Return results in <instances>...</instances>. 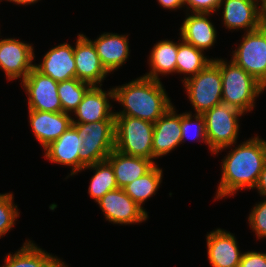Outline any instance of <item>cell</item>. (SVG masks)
<instances>
[{
	"label": "cell",
	"instance_id": "6da1fadb",
	"mask_svg": "<svg viewBox=\"0 0 266 267\" xmlns=\"http://www.w3.org/2000/svg\"><path fill=\"white\" fill-rule=\"evenodd\" d=\"M222 148L214 154L230 149L221 160V177L214 199L235 196L240 190H254L266 162L264 139L257 134L240 144ZM233 146H235L233 148ZM232 148V149H231Z\"/></svg>",
	"mask_w": 266,
	"mask_h": 267
},
{
	"label": "cell",
	"instance_id": "7a4b0ae2",
	"mask_svg": "<svg viewBox=\"0 0 266 267\" xmlns=\"http://www.w3.org/2000/svg\"><path fill=\"white\" fill-rule=\"evenodd\" d=\"M113 89L114 101L123 107L115 112V116H129L155 123L173 106L161 80L140 76L113 86Z\"/></svg>",
	"mask_w": 266,
	"mask_h": 267
},
{
	"label": "cell",
	"instance_id": "3957f363",
	"mask_svg": "<svg viewBox=\"0 0 266 267\" xmlns=\"http://www.w3.org/2000/svg\"><path fill=\"white\" fill-rule=\"evenodd\" d=\"M222 78V103L242 111L245 115L256 107V99L266 88L234 61L214 58Z\"/></svg>",
	"mask_w": 266,
	"mask_h": 267
},
{
	"label": "cell",
	"instance_id": "277c9868",
	"mask_svg": "<svg viewBox=\"0 0 266 267\" xmlns=\"http://www.w3.org/2000/svg\"><path fill=\"white\" fill-rule=\"evenodd\" d=\"M72 125L83 139L79 152V173L87 165L105 161L115 149V121Z\"/></svg>",
	"mask_w": 266,
	"mask_h": 267
},
{
	"label": "cell",
	"instance_id": "5b68a950",
	"mask_svg": "<svg viewBox=\"0 0 266 267\" xmlns=\"http://www.w3.org/2000/svg\"><path fill=\"white\" fill-rule=\"evenodd\" d=\"M154 123L129 116H115V150L153 161Z\"/></svg>",
	"mask_w": 266,
	"mask_h": 267
},
{
	"label": "cell",
	"instance_id": "8992f818",
	"mask_svg": "<svg viewBox=\"0 0 266 267\" xmlns=\"http://www.w3.org/2000/svg\"><path fill=\"white\" fill-rule=\"evenodd\" d=\"M205 119L209 151L212 155L222 148L237 144L240 120L244 113L225 103H220L202 114Z\"/></svg>",
	"mask_w": 266,
	"mask_h": 267
},
{
	"label": "cell",
	"instance_id": "52a82bcc",
	"mask_svg": "<svg viewBox=\"0 0 266 267\" xmlns=\"http://www.w3.org/2000/svg\"><path fill=\"white\" fill-rule=\"evenodd\" d=\"M182 84L195 114H203L222 103L221 72L214 61Z\"/></svg>",
	"mask_w": 266,
	"mask_h": 267
},
{
	"label": "cell",
	"instance_id": "ba28073f",
	"mask_svg": "<svg viewBox=\"0 0 266 267\" xmlns=\"http://www.w3.org/2000/svg\"><path fill=\"white\" fill-rule=\"evenodd\" d=\"M230 58L266 88V29L244 32Z\"/></svg>",
	"mask_w": 266,
	"mask_h": 267
},
{
	"label": "cell",
	"instance_id": "9c48e42d",
	"mask_svg": "<svg viewBox=\"0 0 266 267\" xmlns=\"http://www.w3.org/2000/svg\"><path fill=\"white\" fill-rule=\"evenodd\" d=\"M32 45L14 37L0 39V69L8 81L22 82L34 68L36 56Z\"/></svg>",
	"mask_w": 266,
	"mask_h": 267
},
{
	"label": "cell",
	"instance_id": "30bf717a",
	"mask_svg": "<svg viewBox=\"0 0 266 267\" xmlns=\"http://www.w3.org/2000/svg\"><path fill=\"white\" fill-rule=\"evenodd\" d=\"M25 90L28 109L47 112H62L58 96L59 83L33 68L20 83Z\"/></svg>",
	"mask_w": 266,
	"mask_h": 267
},
{
	"label": "cell",
	"instance_id": "8fae6325",
	"mask_svg": "<svg viewBox=\"0 0 266 267\" xmlns=\"http://www.w3.org/2000/svg\"><path fill=\"white\" fill-rule=\"evenodd\" d=\"M106 221L119 225H134L145 222L148 212L134 202L122 188L107 192L96 202Z\"/></svg>",
	"mask_w": 266,
	"mask_h": 267
},
{
	"label": "cell",
	"instance_id": "7c38bea8",
	"mask_svg": "<svg viewBox=\"0 0 266 267\" xmlns=\"http://www.w3.org/2000/svg\"><path fill=\"white\" fill-rule=\"evenodd\" d=\"M102 86H91L83 96L82 102L72 113V124L93 123L97 121H115L113 87L105 91ZM111 102H110V100Z\"/></svg>",
	"mask_w": 266,
	"mask_h": 267
},
{
	"label": "cell",
	"instance_id": "4fadbf2b",
	"mask_svg": "<svg viewBox=\"0 0 266 267\" xmlns=\"http://www.w3.org/2000/svg\"><path fill=\"white\" fill-rule=\"evenodd\" d=\"M74 44L76 78L91 86H102L109 73L102 65L91 39L83 33H78Z\"/></svg>",
	"mask_w": 266,
	"mask_h": 267
},
{
	"label": "cell",
	"instance_id": "5bb4252c",
	"mask_svg": "<svg viewBox=\"0 0 266 267\" xmlns=\"http://www.w3.org/2000/svg\"><path fill=\"white\" fill-rule=\"evenodd\" d=\"M221 9L222 23L229 31L240 29L246 33L261 27L259 0H221L218 12Z\"/></svg>",
	"mask_w": 266,
	"mask_h": 267
},
{
	"label": "cell",
	"instance_id": "9a60e30c",
	"mask_svg": "<svg viewBox=\"0 0 266 267\" xmlns=\"http://www.w3.org/2000/svg\"><path fill=\"white\" fill-rule=\"evenodd\" d=\"M206 234L207 257L212 267H239L242 255L235 234L216 228Z\"/></svg>",
	"mask_w": 266,
	"mask_h": 267
},
{
	"label": "cell",
	"instance_id": "2e32d148",
	"mask_svg": "<svg viewBox=\"0 0 266 267\" xmlns=\"http://www.w3.org/2000/svg\"><path fill=\"white\" fill-rule=\"evenodd\" d=\"M82 143L83 139L76 128L71 125L57 140L43 149L44 158L51 163L70 167V173L65 178L68 179L70 176L78 175L79 152Z\"/></svg>",
	"mask_w": 266,
	"mask_h": 267
},
{
	"label": "cell",
	"instance_id": "e0dca14e",
	"mask_svg": "<svg viewBox=\"0 0 266 267\" xmlns=\"http://www.w3.org/2000/svg\"><path fill=\"white\" fill-rule=\"evenodd\" d=\"M28 114L33 135L42 149L57 140L72 125L71 114L68 113L28 109Z\"/></svg>",
	"mask_w": 266,
	"mask_h": 267
},
{
	"label": "cell",
	"instance_id": "ac0fdd59",
	"mask_svg": "<svg viewBox=\"0 0 266 267\" xmlns=\"http://www.w3.org/2000/svg\"><path fill=\"white\" fill-rule=\"evenodd\" d=\"M181 138V113L177 114L173 105L154 123L153 162L174 151L181 144Z\"/></svg>",
	"mask_w": 266,
	"mask_h": 267
},
{
	"label": "cell",
	"instance_id": "d6986e66",
	"mask_svg": "<svg viewBox=\"0 0 266 267\" xmlns=\"http://www.w3.org/2000/svg\"><path fill=\"white\" fill-rule=\"evenodd\" d=\"M34 68L58 83L76 78L74 45L65 42L50 48L39 64L34 63Z\"/></svg>",
	"mask_w": 266,
	"mask_h": 267
},
{
	"label": "cell",
	"instance_id": "ffe728a7",
	"mask_svg": "<svg viewBox=\"0 0 266 267\" xmlns=\"http://www.w3.org/2000/svg\"><path fill=\"white\" fill-rule=\"evenodd\" d=\"M128 35L104 32L96 39L91 40L102 65L110 74L121 68L130 57Z\"/></svg>",
	"mask_w": 266,
	"mask_h": 267
},
{
	"label": "cell",
	"instance_id": "44dd1931",
	"mask_svg": "<svg viewBox=\"0 0 266 267\" xmlns=\"http://www.w3.org/2000/svg\"><path fill=\"white\" fill-rule=\"evenodd\" d=\"M210 15L213 14L186 12L179 28L182 40L202 51L212 49L216 43L217 30Z\"/></svg>",
	"mask_w": 266,
	"mask_h": 267
},
{
	"label": "cell",
	"instance_id": "7402d4cb",
	"mask_svg": "<svg viewBox=\"0 0 266 267\" xmlns=\"http://www.w3.org/2000/svg\"><path fill=\"white\" fill-rule=\"evenodd\" d=\"M0 267H69L58 256L48 253L34 243L33 240H25L23 245L11 254L7 253L4 264Z\"/></svg>",
	"mask_w": 266,
	"mask_h": 267
},
{
	"label": "cell",
	"instance_id": "603a6c76",
	"mask_svg": "<svg viewBox=\"0 0 266 267\" xmlns=\"http://www.w3.org/2000/svg\"><path fill=\"white\" fill-rule=\"evenodd\" d=\"M106 161L112 166L118 188H124L135 179L144 176L156 164L152 160L123 154L113 150Z\"/></svg>",
	"mask_w": 266,
	"mask_h": 267
},
{
	"label": "cell",
	"instance_id": "cb8c5ba5",
	"mask_svg": "<svg viewBox=\"0 0 266 267\" xmlns=\"http://www.w3.org/2000/svg\"><path fill=\"white\" fill-rule=\"evenodd\" d=\"M178 51V41L174 42L170 39L160 40L152 47L149 59V71L144 77L159 80V76H167L176 74V57Z\"/></svg>",
	"mask_w": 266,
	"mask_h": 267
},
{
	"label": "cell",
	"instance_id": "d4e9b609",
	"mask_svg": "<svg viewBox=\"0 0 266 267\" xmlns=\"http://www.w3.org/2000/svg\"><path fill=\"white\" fill-rule=\"evenodd\" d=\"M178 51L176 57V73L183 74L182 83L187 79L195 76L199 71H202L209 63L213 61V57L209 58L205 55V51L195 48L184 42L178 37Z\"/></svg>",
	"mask_w": 266,
	"mask_h": 267
},
{
	"label": "cell",
	"instance_id": "484cf974",
	"mask_svg": "<svg viewBox=\"0 0 266 267\" xmlns=\"http://www.w3.org/2000/svg\"><path fill=\"white\" fill-rule=\"evenodd\" d=\"M163 179V170L156 164L144 176L135 179L123 189L125 193L145 211L143 204L153 195H156Z\"/></svg>",
	"mask_w": 266,
	"mask_h": 267
},
{
	"label": "cell",
	"instance_id": "4316f807",
	"mask_svg": "<svg viewBox=\"0 0 266 267\" xmlns=\"http://www.w3.org/2000/svg\"><path fill=\"white\" fill-rule=\"evenodd\" d=\"M84 170H93L94 174L90 179L88 194L95 203L107 192L118 189L112 166L106 160L87 165L82 169V171Z\"/></svg>",
	"mask_w": 266,
	"mask_h": 267
},
{
	"label": "cell",
	"instance_id": "83f0119b",
	"mask_svg": "<svg viewBox=\"0 0 266 267\" xmlns=\"http://www.w3.org/2000/svg\"><path fill=\"white\" fill-rule=\"evenodd\" d=\"M90 87V84L82 82L77 78L59 82L57 90L62 106V112L72 115L78 105L82 102L84 94Z\"/></svg>",
	"mask_w": 266,
	"mask_h": 267
},
{
	"label": "cell",
	"instance_id": "f1b7e54d",
	"mask_svg": "<svg viewBox=\"0 0 266 267\" xmlns=\"http://www.w3.org/2000/svg\"><path fill=\"white\" fill-rule=\"evenodd\" d=\"M192 114V111L181 113V144L188 139L205 143L209 148L204 116L202 114Z\"/></svg>",
	"mask_w": 266,
	"mask_h": 267
},
{
	"label": "cell",
	"instance_id": "f546056e",
	"mask_svg": "<svg viewBox=\"0 0 266 267\" xmlns=\"http://www.w3.org/2000/svg\"><path fill=\"white\" fill-rule=\"evenodd\" d=\"M19 214L13 192L0 193V239L13 229Z\"/></svg>",
	"mask_w": 266,
	"mask_h": 267
},
{
	"label": "cell",
	"instance_id": "4dcf8cb0",
	"mask_svg": "<svg viewBox=\"0 0 266 267\" xmlns=\"http://www.w3.org/2000/svg\"><path fill=\"white\" fill-rule=\"evenodd\" d=\"M262 201L253 205L248 215V225L257 240L266 238V197Z\"/></svg>",
	"mask_w": 266,
	"mask_h": 267
},
{
	"label": "cell",
	"instance_id": "1f68e13d",
	"mask_svg": "<svg viewBox=\"0 0 266 267\" xmlns=\"http://www.w3.org/2000/svg\"><path fill=\"white\" fill-rule=\"evenodd\" d=\"M221 0H184L185 11L192 13H217Z\"/></svg>",
	"mask_w": 266,
	"mask_h": 267
},
{
	"label": "cell",
	"instance_id": "d6a6232c",
	"mask_svg": "<svg viewBox=\"0 0 266 267\" xmlns=\"http://www.w3.org/2000/svg\"><path fill=\"white\" fill-rule=\"evenodd\" d=\"M239 267H266V252H244Z\"/></svg>",
	"mask_w": 266,
	"mask_h": 267
},
{
	"label": "cell",
	"instance_id": "836d02e7",
	"mask_svg": "<svg viewBox=\"0 0 266 267\" xmlns=\"http://www.w3.org/2000/svg\"><path fill=\"white\" fill-rule=\"evenodd\" d=\"M158 4L163 7V9L167 10H177V9H185L184 0H157Z\"/></svg>",
	"mask_w": 266,
	"mask_h": 267
},
{
	"label": "cell",
	"instance_id": "e575fe53",
	"mask_svg": "<svg viewBox=\"0 0 266 267\" xmlns=\"http://www.w3.org/2000/svg\"><path fill=\"white\" fill-rule=\"evenodd\" d=\"M254 189H257L260 196L266 197V162L263 166V169L259 175L257 184Z\"/></svg>",
	"mask_w": 266,
	"mask_h": 267
},
{
	"label": "cell",
	"instance_id": "d590c367",
	"mask_svg": "<svg viewBox=\"0 0 266 267\" xmlns=\"http://www.w3.org/2000/svg\"><path fill=\"white\" fill-rule=\"evenodd\" d=\"M260 26L266 29V0H259Z\"/></svg>",
	"mask_w": 266,
	"mask_h": 267
},
{
	"label": "cell",
	"instance_id": "8d00e7d4",
	"mask_svg": "<svg viewBox=\"0 0 266 267\" xmlns=\"http://www.w3.org/2000/svg\"><path fill=\"white\" fill-rule=\"evenodd\" d=\"M5 1H8L10 3L12 2L13 4H16V5L26 6V5H33L34 3L36 4L37 2L41 0H5Z\"/></svg>",
	"mask_w": 266,
	"mask_h": 267
}]
</instances>
